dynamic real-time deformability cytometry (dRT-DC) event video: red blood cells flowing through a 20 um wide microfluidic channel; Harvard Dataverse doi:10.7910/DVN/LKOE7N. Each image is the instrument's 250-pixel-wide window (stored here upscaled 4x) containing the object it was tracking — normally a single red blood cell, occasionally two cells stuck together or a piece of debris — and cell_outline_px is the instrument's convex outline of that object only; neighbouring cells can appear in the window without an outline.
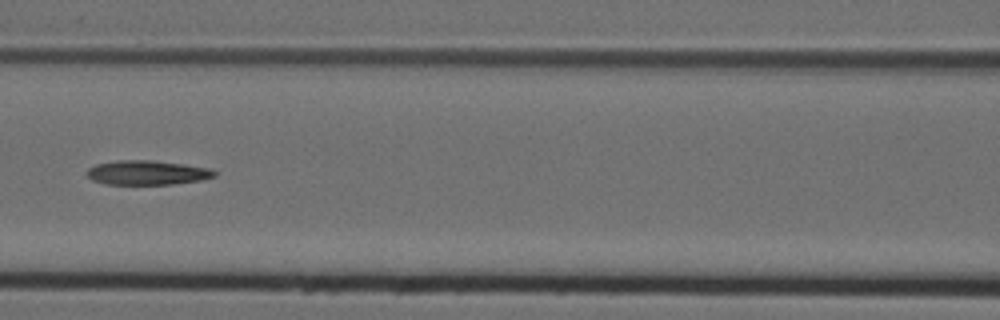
{"species": "Egyptian fruit bat (a non-hibernating species)", "species_latin": "Rousettus aegyptiacus", "temperature_condition": "cold", "stored_images_in_passage": 11, "camera_frame_rate_fps": 3000, "um_per_image_px": 0.085, "animal": {"sex": "female"}, "frame": {"image": 1, "passage_image": 7, "time_ms": 2.0, "image_size_px": [1000, 320], "cell_outline_px": [[216, 176], [200, 180], [172, 184], [104, 184], [92, 180], [84, 172], [88, 168], [96, 164], [116, 160], [152, 160], [184, 164], [212, 168], [216, 172]], "centroid_in_image_um": [12.49, 14.67], "position_along_channel_um": 154.1, "area_um2": 18.26}}
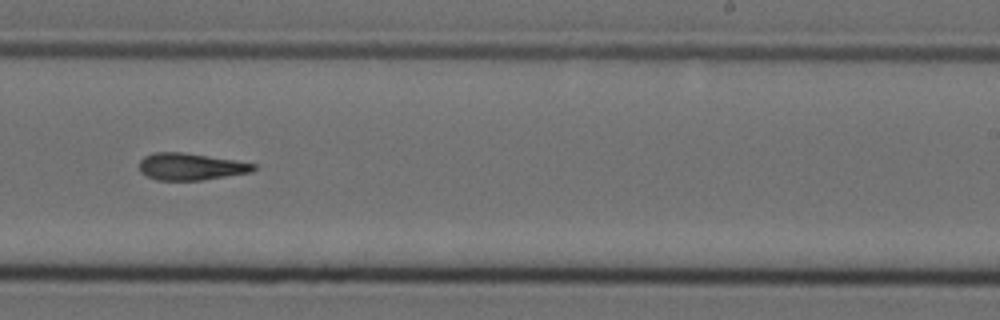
{"frame": {"image": 2, "passage_image": 10, "time_ms": 3.0, "image_size_px": [1000, 320], "cell_outline_px": [[256, 168], [252, 172], [200, 180], [156, 180], [140, 172], [140, 160], [144, 156], [156, 152], [180, 152], [232, 160], [256, 164]], "centroid_in_image_um": [16.18, 14.17], "position_along_channel_um": 272.8, "area_um2": 17.63}}
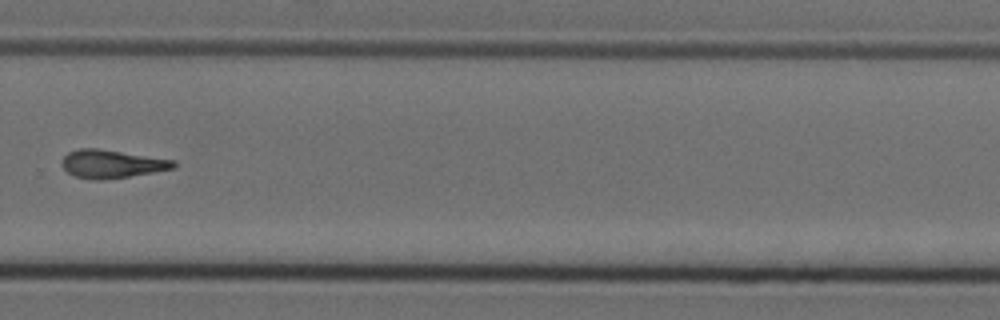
{"frame": {"image": 3, "passage_image": 11, "time_ms": 3.333, "image_size_px": [1000, 320], "cell_outline_px": [[176, 168], [104, 180], [92, 180], [72, 176], [60, 164], [60, 160], [68, 152], [76, 148], [96, 148], [176, 160]], "centroid_in_image_um": [9.45, 13.93], "position_along_channel_um": 320.4, "area_um2": 18.5}}